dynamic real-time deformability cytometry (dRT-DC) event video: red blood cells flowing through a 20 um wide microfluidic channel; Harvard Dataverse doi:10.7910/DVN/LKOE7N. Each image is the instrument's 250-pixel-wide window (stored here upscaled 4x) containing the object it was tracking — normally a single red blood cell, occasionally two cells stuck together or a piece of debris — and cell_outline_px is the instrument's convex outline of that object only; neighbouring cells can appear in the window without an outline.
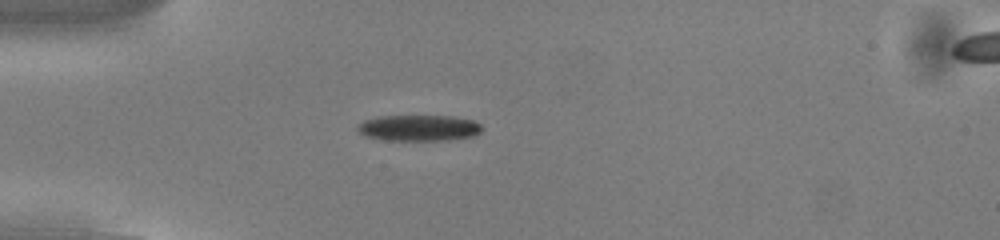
{"species": "common noctule bat (a hibernating species)", "species_latin": "Nyctalus noctula", "temperature_condition": "cold", "stored_images_in_passage": 51, "camera_frame_rate_fps": 3000, "um_per_image_px": 0.085, "animal": {"sex": "male", "body_mass_g": 13.0, "forearm_length_mm": 53.1}, "frame": {"image": 1, "passage_image": 12, "time_ms": 3.667, "image_size_px": [1000, 240], "cell_outline_px": [[484, 128], [476, 136], [448, 140], [384, 140], [364, 136], [356, 128], [364, 120], [376, 116], [452, 116], [476, 120]], "centroid_in_image_um": [35.65, 10.87], "position_along_channel_um": 49.4, "area_um2": 19.13}}
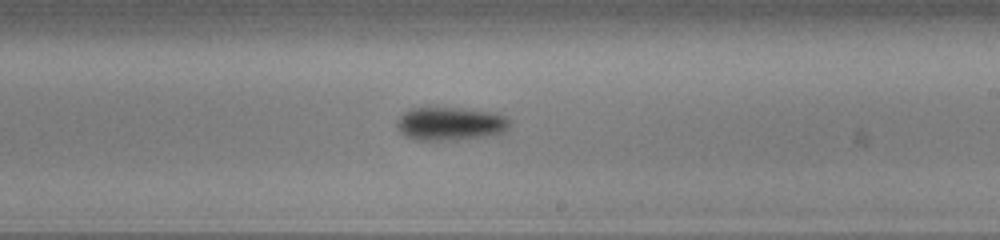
{"frame": {"image": 2, "passage_image": 29, "time_ms": 9.333, "image_size_px": [1000, 240], "cell_outline_px": [[508, 128], [504, 132], [488, 136], [456, 140], [416, 140], [404, 136], [400, 132], [396, 124], [396, 120], [404, 112], [412, 108], [464, 108], [496, 112], [504, 116], [508, 120]], "centroid_in_image_um": [38.26, 10.52], "position_along_channel_um": 250.7, "area_um2": 22.08}}
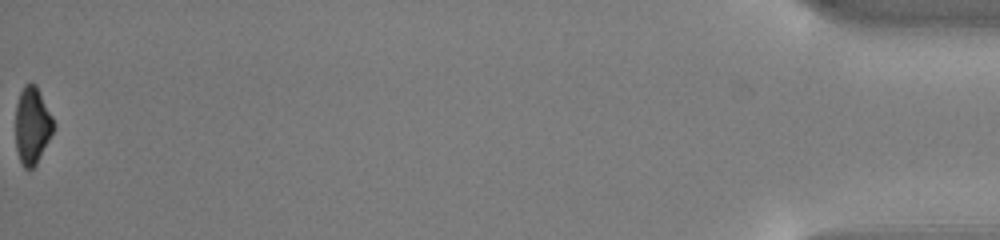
{"frame": {"image": 3, "passage_image": 51, "time_ms": 16.667, "image_size_px": [1000, 240], "cell_outline_px": [[56, 124], [36, 164], [32, 168], [24, 168], [20, 160], [16, 148], [16, 104], [20, 92], [24, 84], [36, 84]], "centroid_in_image_um": [2.73, 10.64], "position_along_channel_um": 432.5, "area_um2": 16.82}, "authors_computed_cell_mechanics": {"area_um2": 19.4208, "velocity_mm_per_s": 3.8362, "shape_relaxation_time_tau1_ms": 1.2876, "shape_relaxation_time_tau2_ms": null, "deformation_change_tau1": 0.1097, "deformation_change_tau2": null}}